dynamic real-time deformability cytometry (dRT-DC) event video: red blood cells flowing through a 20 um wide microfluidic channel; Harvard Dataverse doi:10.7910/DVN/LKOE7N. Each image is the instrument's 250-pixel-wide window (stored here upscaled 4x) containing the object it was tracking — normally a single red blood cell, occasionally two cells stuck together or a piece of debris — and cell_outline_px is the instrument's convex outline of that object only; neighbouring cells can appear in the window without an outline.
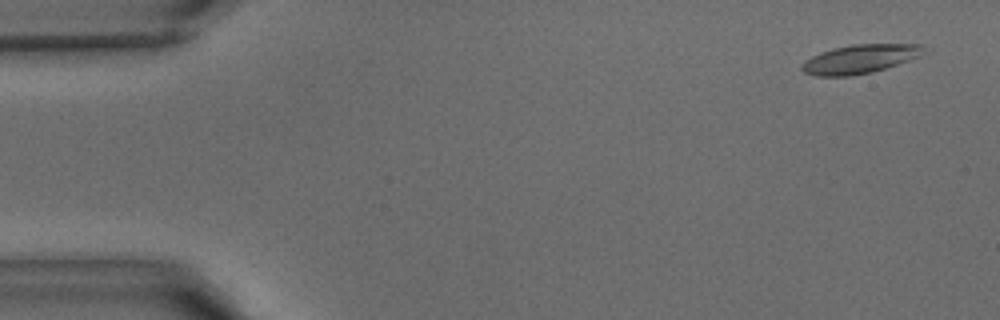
{"species": "common noctule bat (a hibernating species)", "species_latin": "Nyctalus noctula", "temperature_condition": "warm", "stored_images_in_passage": 41, "camera_frame_rate_fps": 3000, "um_per_image_px": 0.085, "animal": {"sex": "male", "body_mass_g": 15.6}, "frame": {"image": 1, "passage_image": 2, "time_ms": 0.333, "image_size_px": [1000, 320], "cell_outline_px": [[932, 48], [928, 52], [920, 56], [872, 72], [852, 76], [816, 76], [804, 72], [800, 68], [804, 60], [820, 52], [832, 48], [852, 44], [924, 44]], "centroid_in_image_um": [73.15, 4.99], "position_along_channel_um": 11.9, "area_um2": 20.81}}
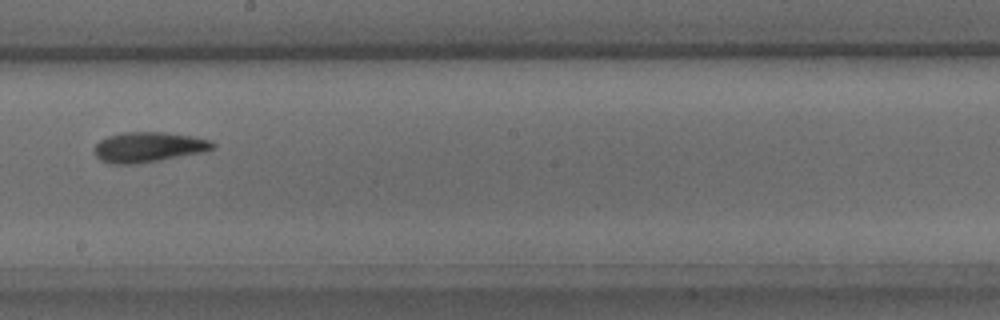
{"frame": {"image": 2, "passage_image": 23, "time_ms": 7.333, "image_size_px": [1000, 320], "cell_outline_px": [[216, 144], [212, 148], [200, 152], [160, 160], [136, 164], [108, 164], [100, 160], [92, 152], [92, 148], [100, 140], [108, 136], [124, 132], [164, 132], [192, 136], [208, 140]], "centroid_in_image_um": [12.52, 12.51], "position_along_channel_um": 235.7, "area_um2": 20.75}}
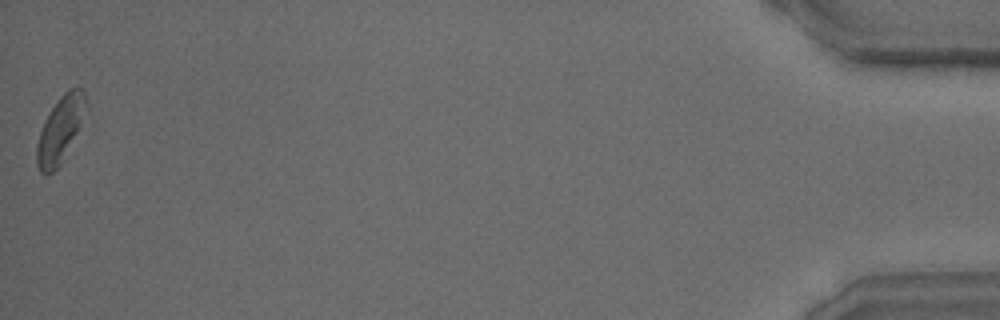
{"frame": {"image": 3, "passage_image": 41, "time_ms": 13.333, "image_size_px": [1000, 320], "cell_outline_px": [[88, 108], [84, 128], [60, 164], [52, 172], [40, 172], [36, 164], [36, 144], [44, 120], [60, 96], [68, 88], [80, 88], [84, 92], [88, 104]], "centroid_in_image_um": [5.2, 10.98], "position_along_channel_um": 430.0, "area_um2": 19.71}}